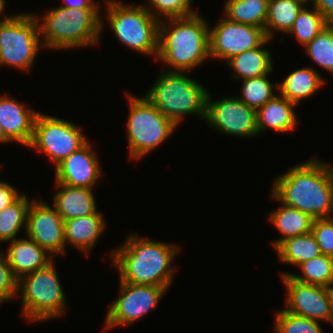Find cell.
<instances>
[{
    "label": "cell",
    "mask_w": 333,
    "mask_h": 333,
    "mask_svg": "<svg viewBox=\"0 0 333 333\" xmlns=\"http://www.w3.org/2000/svg\"><path fill=\"white\" fill-rule=\"evenodd\" d=\"M272 182L271 198L315 218L333 217V166L310 158Z\"/></svg>",
    "instance_id": "cell-1"
},
{
    "label": "cell",
    "mask_w": 333,
    "mask_h": 333,
    "mask_svg": "<svg viewBox=\"0 0 333 333\" xmlns=\"http://www.w3.org/2000/svg\"><path fill=\"white\" fill-rule=\"evenodd\" d=\"M180 247L176 244L143 239L130 234L127 240L111 253L112 266L119 280L169 288L176 268L171 267Z\"/></svg>",
    "instance_id": "cell-2"
},
{
    "label": "cell",
    "mask_w": 333,
    "mask_h": 333,
    "mask_svg": "<svg viewBox=\"0 0 333 333\" xmlns=\"http://www.w3.org/2000/svg\"><path fill=\"white\" fill-rule=\"evenodd\" d=\"M209 25L199 14L160 20L157 61L167 71L191 72L209 55Z\"/></svg>",
    "instance_id": "cell-3"
},
{
    "label": "cell",
    "mask_w": 333,
    "mask_h": 333,
    "mask_svg": "<svg viewBox=\"0 0 333 333\" xmlns=\"http://www.w3.org/2000/svg\"><path fill=\"white\" fill-rule=\"evenodd\" d=\"M100 9L59 6L40 18L36 14L43 47L48 50H70L99 45L104 27Z\"/></svg>",
    "instance_id": "cell-4"
},
{
    "label": "cell",
    "mask_w": 333,
    "mask_h": 333,
    "mask_svg": "<svg viewBox=\"0 0 333 333\" xmlns=\"http://www.w3.org/2000/svg\"><path fill=\"white\" fill-rule=\"evenodd\" d=\"M185 71H165L145 96L177 126L186 115L204 118L208 91L198 81L187 77Z\"/></svg>",
    "instance_id": "cell-5"
},
{
    "label": "cell",
    "mask_w": 333,
    "mask_h": 333,
    "mask_svg": "<svg viewBox=\"0 0 333 333\" xmlns=\"http://www.w3.org/2000/svg\"><path fill=\"white\" fill-rule=\"evenodd\" d=\"M54 262L52 260L18 280L17 297H22L21 316L27 321H48L61 317L66 311L67 299Z\"/></svg>",
    "instance_id": "cell-6"
},
{
    "label": "cell",
    "mask_w": 333,
    "mask_h": 333,
    "mask_svg": "<svg viewBox=\"0 0 333 333\" xmlns=\"http://www.w3.org/2000/svg\"><path fill=\"white\" fill-rule=\"evenodd\" d=\"M129 115L126 123L130 160H140L158 148L178 127L145 95L128 94Z\"/></svg>",
    "instance_id": "cell-7"
},
{
    "label": "cell",
    "mask_w": 333,
    "mask_h": 333,
    "mask_svg": "<svg viewBox=\"0 0 333 333\" xmlns=\"http://www.w3.org/2000/svg\"><path fill=\"white\" fill-rule=\"evenodd\" d=\"M105 2L106 21L117 40L139 54H148L156 59L160 20L141 4L126 5L118 0Z\"/></svg>",
    "instance_id": "cell-8"
},
{
    "label": "cell",
    "mask_w": 333,
    "mask_h": 333,
    "mask_svg": "<svg viewBox=\"0 0 333 333\" xmlns=\"http://www.w3.org/2000/svg\"><path fill=\"white\" fill-rule=\"evenodd\" d=\"M43 46L36 15L20 13L0 21V66L29 71Z\"/></svg>",
    "instance_id": "cell-9"
},
{
    "label": "cell",
    "mask_w": 333,
    "mask_h": 333,
    "mask_svg": "<svg viewBox=\"0 0 333 333\" xmlns=\"http://www.w3.org/2000/svg\"><path fill=\"white\" fill-rule=\"evenodd\" d=\"M87 142L88 139L77 124L39 112L28 148L47 155L56 167Z\"/></svg>",
    "instance_id": "cell-10"
},
{
    "label": "cell",
    "mask_w": 333,
    "mask_h": 333,
    "mask_svg": "<svg viewBox=\"0 0 333 333\" xmlns=\"http://www.w3.org/2000/svg\"><path fill=\"white\" fill-rule=\"evenodd\" d=\"M119 297L107 310L103 330L132 325L157 307L165 287L119 281Z\"/></svg>",
    "instance_id": "cell-11"
},
{
    "label": "cell",
    "mask_w": 333,
    "mask_h": 333,
    "mask_svg": "<svg viewBox=\"0 0 333 333\" xmlns=\"http://www.w3.org/2000/svg\"><path fill=\"white\" fill-rule=\"evenodd\" d=\"M208 93L204 120L210 127L226 135L254 137L258 134L256 110L242 102L238 96L211 101Z\"/></svg>",
    "instance_id": "cell-12"
},
{
    "label": "cell",
    "mask_w": 333,
    "mask_h": 333,
    "mask_svg": "<svg viewBox=\"0 0 333 333\" xmlns=\"http://www.w3.org/2000/svg\"><path fill=\"white\" fill-rule=\"evenodd\" d=\"M267 39L263 28L233 22L223 16L209 28L210 59L226 62L232 57L259 47Z\"/></svg>",
    "instance_id": "cell-13"
},
{
    "label": "cell",
    "mask_w": 333,
    "mask_h": 333,
    "mask_svg": "<svg viewBox=\"0 0 333 333\" xmlns=\"http://www.w3.org/2000/svg\"><path fill=\"white\" fill-rule=\"evenodd\" d=\"M51 207L45 201L31 200L25 234L53 257L66 255L64 220Z\"/></svg>",
    "instance_id": "cell-14"
},
{
    "label": "cell",
    "mask_w": 333,
    "mask_h": 333,
    "mask_svg": "<svg viewBox=\"0 0 333 333\" xmlns=\"http://www.w3.org/2000/svg\"><path fill=\"white\" fill-rule=\"evenodd\" d=\"M281 277L287 291L284 310L318 322L330 323L331 288L300 282L290 274Z\"/></svg>",
    "instance_id": "cell-15"
},
{
    "label": "cell",
    "mask_w": 333,
    "mask_h": 333,
    "mask_svg": "<svg viewBox=\"0 0 333 333\" xmlns=\"http://www.w3.org/2000/svg\"><path fill=\"white\" fill-rule=\"evenodd\" d=\"M88 141L55 167V182L93 189L102 175L99 159Z\"/></svg>",
    "instance_id": "cell-16"
},
{
    "label": "cell",
    "mask_w": 333,
    "mask_h": 333,
    "mask_svg": "<svg viewBox=\"0 0 333 333\" xmlns=\"http://www.w3.org/2000/svg\"><path fill=\"white\" fill-rule=\"evenodd\" d=\"M38 113L6 94L0 95V124L11 143L30 145Z\"/></svg>",
    "instance_id": "cell-17"
},
{
    "label": "cell",
    "mask_w": 333,
    "mask_h": 333,
    "mask_svg": "<svg viewBox=\"0 0 333 333\" xmlns=\"http://www.w3.org/2000/svg\"><path fill=\"white\" fill-rule=\"evenodd\" d=\"M4 253L14 277H21L45 267L53 256L30 238H17L9 241Z\"/></svg>",
    "instance_id": "cell-18"
},
{
    "label": "cell",
    "mask_w": 333,
    "mask_h": 333,
    "mask_svg": "<svg viewBox=\"0 0 333 333\" xmlns=\"http://www.w3.org/2000/svg\"><path fill=\"white\" fill-rule=\"evenodd\" d=\"M106 222L98 210L89 216L64 221L65 245L69 244L88 257L104 233Z\"/></svg>",
    "instance_id": "cell-19"
},
{
    "label": "cell",
    "mask_w": 333,
    "mask_h": 333,
    "mask_svg": "<svg viewBox=\"0 0 333 333\" xmlns=\"http://www.w3.org/2000/svg\"><path fill=\"white\" fill-rule=\"evenodd\" d=\"M55 187L59 190L53 197L52 207L58 211L64 221L89 216L98 210L93 189L70 187L57 182Z\"/></svg>",
    "instance_id": "cell-20"
},
{
    "label": "cell",
    "mask_w": 333,
    "mask_h": 333,
    "mask_svg": "<svg viewBox=\"0 0 333 333\" xmlns=\"http://www.w3.org/2000/svg\"><path fill=\"white\" fill-rule=\"evenodd\" d=\"M297 105L278 94L256 110L258 134L267 130L287 133L297 127Z\"/></svg>",
    "instance_id": "cell-21"
},
{
    "label": "cell",
    "mask_w": 333,
    "mask_h": 333,
    "mask_svg": "<svg viewBox=\"0 0 333 333\" xmlns=\"http://www.w3.org/2000/svg\"><path fill=\"white\" fill-rule=\"evenodd\" d=\"M268 42L270 39L267 38L259 47L244 51L229 59L226 63L233 71L231 77L245 80L273 72L272 55L267 48H264Z\"/></svg>",
    "instance_id": "cell-22"
},
{
    "label": "cell",
    "mask_w": 333,
    "mask_h": 333,
    "mask_svg": "<svg viewBox=\"0 0 333 333\" xmlns=\"http://www.w3.org/2000/svg\"><path fill=\"white\" fill-rule=\"evenodd\" d=\"M326 82L313 67H303L289 73L284 81L278 83L279 94L298 106L303 99L317 93Z\"/></svg>",
    "instance_id": "cell-23"
},
{
    "label": "cell",
    "mask_w": 333,
    "mask_h": 333,
    "mask_svg": "<svg viewBox=\"0 0 333 333\" xmlns=\"http://www.w3.org/2000/svg\"><path fill=\"white\" fill-rule=\"evenodd\" d=\"M281 205L269 215L270 223L283 235L271 242L274 249L287 238L310 233L314 222V218L308 213L283 203Z\"/></svg>",
    "instance_id": "cell-24"
},
{
    "label": "cell",
    "mask_w": 333,
    "mask_h": 333,
    "mask_svg": "<svg viewBox=\"0 0 333 333\" xmlns=\"http://www.w3.org/2000/svg\"><path fill=\"white\" fill-rule=\"evenodd\" d=\"M274 250L278 254L279 260L284 264L297 267L322 254L312 232L287 238Z\"/></svg>",
    "instance_id": "cell-25"
},
{
    "label": "cell",
    "mask_w": 333,
    "mask_h": 333,
    "mask_svg": "<svg viewBox=\"0 0 333 333\" xmlns=\"http://www.w3.org/2000/svg\"><path fill=\"white\" fill-rule=\"evenodd\" d=\"M305 5L301 0H269L264 29L266 37L271 40L275 31L288 33Z\"/></svg>",
    "instance_id": "cell-26"
},
{
    "label": "cell",
    "mask_w": 333,
    "mask_h": 333,
    "mask_svg": "<svg viewBox=\"0 0 333 333\" xmlns=\"http://www.w3.org/2000/svg\"><path fill=\"white\" fill-rule=\"evenodd\" d=\"M268 0H226L224 16L233 22L265 29Z\"/></svg>",
    "instance_id": "cell-27"
},
{
    "label": "cell",
    "mask_w": 333,
    "mask_h": 333,
    "mask_svg": "<svg viewBox=\"0 0 333 333\" xmlns=\"http://www.w3.org/2000/svg\"><path fill=\"white\" fill-rule=\"evenodd\" d=\"M30 203L28 196L22 193L14 203L0 212V242L17 239L16 236L22 228L26 232Z\"/></svg>",
    "instance_id": "cell-28"
},
{
    "label": "cell",
    "mask_w": 333,
    "mask_h": 333,
    "mask_svg": "<svg viewBox=\"0 0 333 333\" xmlns=\"http://www.w3.org/2000/svg\"><path fill=\"white\" fill-rule=\"evenodd\" d=\"M298 267L301 275L292 272H283L281 275L290 274L300 282L333 288V257L321 254L303 262Z\"/></svg>",
    "instance_id": "cell-29"
},
{
    "label": "cell",
    "mask_w": 333,
    "mask_h": 333,
    "mask_svg": "<svg viewBox=\"0 0 333 333\" xmlns=\"http://www.w3.org/2000/svg\"><path fill=\"white\" fill-rule=\"evenodd\" d=\"M327 24L329 23L314 6L308 9L306 4L298 13L288 35L294 36L299 45L305 47Z\"/></svg>",
    "instance_id": "cell-30"
},
{
    "label": "cell",
    "mask_w": 333,
    "mask_h": 333,
    "mask_svg": "<svg viewBox=\"0 0 333 333\" xmlns=\"http://www.w3.org/2000/svg\"><path fill=\"white\" fill-rule=\"evenodd\" d=\"M270 74H264L259 77L242 80V95L238 97L242 102L255 110L265 105L273 99L274 89H279L278 83L274 85L267 78Z\"/></svg>",
    "instance_id": "cell-31"
},
{
    "label": "cell",
    "mask_w": 333,
    "mask_h": 333,
    "mask_svg": "<svg viewBox=\"0 0 333 333\" xmlns=\"http://www.w3.org/2000/svg\"><path fill=\"white\" fill-rule=\"evenodd\" d=\"M304 49L305 54L321 69L333 74V24H327Z\"/></svg>",
    "instance_id": "cell-32"
},
{
    "label": "cell",
    "mask_w": 333,
    "mask_h": 333,
    "mask_svg": "<svg viewBox=\"0 0 333 333\" xmlns=\"http://www.w3.org/2000/svg\"><path fill=\"white\" fill-rule=\"evenodd\" d=\"M275 333H323L318 321L292 314L284 309L275 313Z\"/></svg>",
    "instance_id": "cell-33"
},
{
    "label": "cell",
    "mask_w": 333,
    "mask_h": 333,
    "mask_svg": "<svg viewBox=\"0 0 333 333\" xmlns=\"http://www.w3.org/2000/svg\"><path fill=\"white\" fill-rule=\"evenodd\" d=\"M147 2L148 4L142 5L159 20L197 13L192 8V0H147Z\"/></svg>",
    "instance_id": "cell-34"
},
{
    "label": "cell",
    "mask_w": 333,
    "mask_h": 333,
    "mask_svg": "<svg viewBox=\"0 0 333 333\" xmlns=\"http://www.w3.org/2000/svg\"><path fill=\"white\" fill-rule=\"evenodd\" d=\"M311 232L321 253L333 257V217L315 218Z\"/></svg>",
    "instance_id": "cell-35"
},
{
    "label": "cell",
    "mask_w": 333,
    "mask_h": 333,
    "mask_svg": "<svg viewBox=\"0 0 333 333\" xmlns=\"http://www.w3.org/2000/svg\"><path fill=\"white\" fill-rule=\"evenodd\" d=\"M17 283L4 252L0 251V304L17 298Z\"/></svg>",
    "instance_id": "cell-36"
},
{
    "label": "cell",
    "mask_w": 333,
    "mask_h": 333,
    "mask_svg": "<svg viewBox=\"0 0 333 333\" xmlns=\"http://www.w3.org/2000/svg\"><path fill=\"white\" fill-rule=\"evenodd\" d=\"M22 194L10 183L0 181V212L14 203Z\"/></svg>",
    "instance_id": "cell-37"
},
{
    "label": "cell",
    "mask_w": 333,
    "mask_h": 333,
    "mask_svg": "<svg viewBox=\"0 0 333 333\" xmlns=\"http://www.w3.org/2000/svg\"><path fill=\"white\" fill-rule=\"evenodd\" d=\"M312 5L328 23L333 24V0H314Z\"/></svg>",
    "instance_id": "cell-38"
},
{
    "label": "cell",
    "mask_w": 333,
    "mask_h": 333,
    "mask_svg": "<svg viewBox=\"0 0 333 333\" xmlns=\"http://www.w3.org/2000/svg\"><path fill=\"white\" fill-rule=\"evenodd\" d=\"M65 4H63V7L66 8H102V5L99 4L98 1L93 0H63Z\"/></svg>",
    "instance_id": "cell-39"
},
{
    "label": "cell",
    "mask_w": 333,
    "mask_h": 333,
    "mask_svg": "<svg viewBox=\"0 0 333 333\" xmlns=\"http://www.w3.org/2000/svg\"><path fill=\"white\" fill-rule=\"evenodd\" d=\"M5 4L6 0H0V15L4 16L2 17L3 19L1 18V22L9 20L12 17L11 15L10 16H7V14L4 15Z\"/></svg>",
    "instance_id": "cell-40"
},
{
    "label": "cell",
    "mask_w": 333,
    "mask_h": 333,
    "mask_svg": "<svg viewBox=\"0 0 333 333\" xmlns=\"http://www.w3.org/2000/svg\"><path fill=\"white\" fill-rule=\"evenodd\" d=\"M11 141L6 137L3 127L0 124V143L4 144Z\"/></svg>",
    "instance_id": "cell-41"
},
{
    "label": "cell",
    "mask_w": 333,
    "mask_h": 333,
    "mask_svg": "<svg viewBox=\"0 0 333 333\" xmlns=\"http://www.w3.org/2000/svg\"><path fill=\"white\" fill-rule=\"evenodd\" d=\"M330 323H333V288H331V297H330Z\"/></svg>",
    "instance_id": "cell-42"
},
{
    "label": "cell",
    "mask_w": 333,
    "mask_h": 333,
    "mask_svg": "<svg viewBox=\"0 0 333 333\" xmlns=\"http://www.w3.org/2000/svg\"><path fill=\"white\" fill-rule=\"evenodd\" d=\"M301 1H303L305 4L309 5V3L310 2L312 3L314 0H301Z\"/></svg>",
    "instance_id": "cell-43"
}]
</instances>
